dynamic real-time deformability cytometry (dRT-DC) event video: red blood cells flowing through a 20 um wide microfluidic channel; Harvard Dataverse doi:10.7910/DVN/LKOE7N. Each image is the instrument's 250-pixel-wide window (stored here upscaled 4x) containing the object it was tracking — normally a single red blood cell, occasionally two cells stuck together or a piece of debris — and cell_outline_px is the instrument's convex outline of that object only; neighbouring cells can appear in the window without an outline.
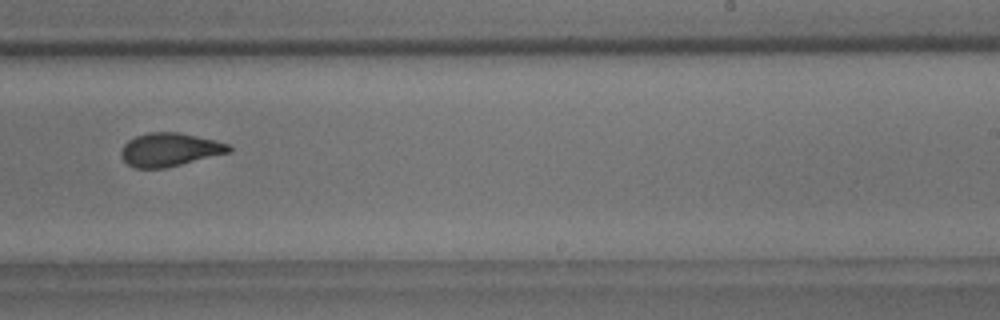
{"species": "common noctule bat (a hibernating species)", "species_latin": "Nyctalus noctula", "temperature_condition": "room temperature", "stored_images_in_passage": 11, "camera_frame_rate_fps": 3000, "um_per_image_px": 0.085, "animal": {"sex": "male", "body_mass_g": 18.8}, "frame": {"image": 1, "passage_image": 10, "time_ms": 11.0, "image_size_px": [1000, 320], "cell_outline_px": [[232, 152], [164, 168], [136, 168], [128, 164], [120, 156], [120, 152], [124, 144], [128, 140], [136, 136], [148, 132], [180, 132], [216, 140], [228, 144], [232, 148]], "centroid_in_image_um": [14.43, 12.71], "position_along_channel_um": 274.6, "area_um2": 21.04}}
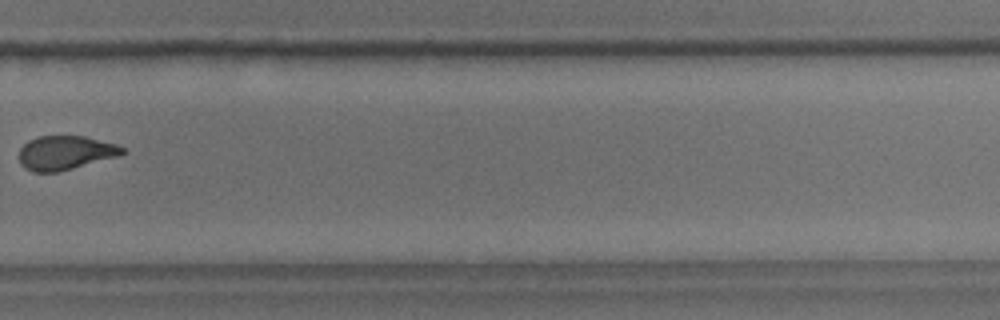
{"frame": {"image": 2, "passage_image": 11, "time_ms": 12.333, "image_size_px": [1000, 320], "cell_outline_px": [[128, 152], [120, 156], [56, 172], [32, 172], [24, 168], [20, 164], [20, 148], [28, 140], [40, 136], [84, 136], [116, 144], [124, 148]], "centroid_in_image_um": [5.57, 12.98], "position_along_channel_um": 324.2, "area_um2": 20.52}}